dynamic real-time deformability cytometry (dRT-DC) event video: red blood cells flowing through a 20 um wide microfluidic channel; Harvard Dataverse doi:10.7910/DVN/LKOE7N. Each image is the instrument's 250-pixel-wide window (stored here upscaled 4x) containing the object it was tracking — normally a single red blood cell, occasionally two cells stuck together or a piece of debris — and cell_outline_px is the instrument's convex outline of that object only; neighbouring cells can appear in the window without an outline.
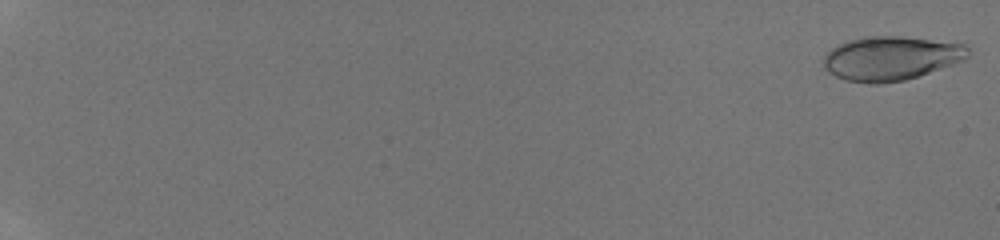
{"species": "human", "species_latin": "Homo sapiens", "temperature_condition": "room temperature", "stored_images_in_passage": 39, "camera_frame_rate_fps": 3000, "um_per_image_px": 0.085, "donor": {"sex": "male"}, "frame": {"image": 1, "passage_image": 1, "time_ms": 0.0, "image_size_px": [1000, 240], "cell_outline_px": [[968, 56], [964, 60], [904, 80], [876, 84], [848, 80], [836, 76], [828, 72], [824, 64], [824, 56], [832, 48], [848, 40], [864, 36], [904, 36], [964, 44], [968, 48]], "centroid_in_image_um": [75.72, 4.94], "position_along_channel_um": 9.3, "area_um2": 36.65}}
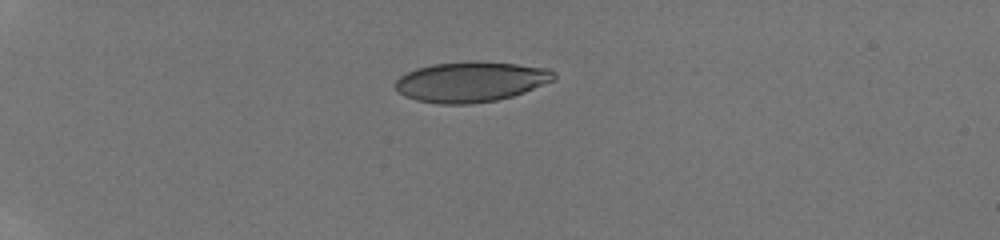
{"frame": {"image": 2, "passage_image": 30, "time_ms": 5.333, "image_size_px": [1000, 240], "cell_outline_px": [[556, 80], [524, 92], [512, 96], [496, 100], [472, 104], [440, 104], [416, 100], [404, 96], [396, 88], [396, 80], [400, 76], [416, 68], [432, 64], [516, 64], [548, 68], [556, 72]], "centroid_in_image_um": [40.05, 7.0], "position_along_channel_um": 45.0, "area_um2": 36.24}}